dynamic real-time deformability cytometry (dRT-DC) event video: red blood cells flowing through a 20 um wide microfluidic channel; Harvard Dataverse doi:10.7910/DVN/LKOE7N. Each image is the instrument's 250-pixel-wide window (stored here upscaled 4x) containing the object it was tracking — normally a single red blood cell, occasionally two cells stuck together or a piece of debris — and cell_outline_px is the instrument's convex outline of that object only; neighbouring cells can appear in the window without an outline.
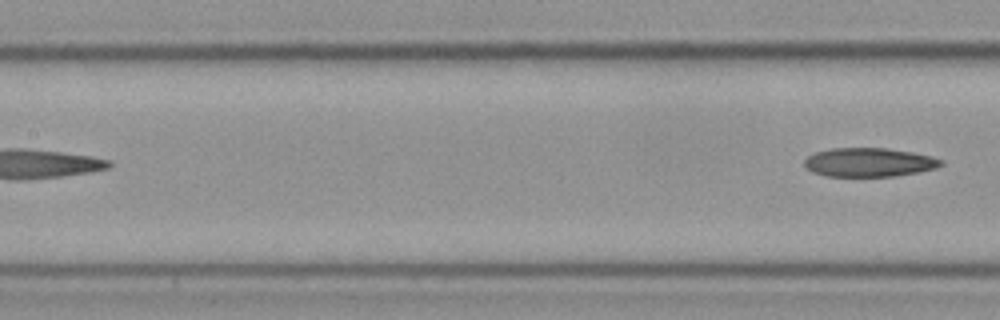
{"species": "Egyptian fruit bat (a non-hibernating species)", "species_latin": "Rousettus aegyptiacus", "temperature_condition": "cold", "stored_images_in_passage": 6, "segment_of_instrument_passage": [2, 2], "camera_frame_rate_fps": 3000, "um_per_image_px": 0.085, "frame": {"image": 1, "passage_image": 6, "time_ms": 1.667, "image_size_px": [1000, 320], "cell_outline_px": [[944, 164], [936, 168], [896, 176], [824, 176], [812, 172], [804, 164], [804, 160], [808, 156], [816, 152], [832, 148], [884, 148], [912, 152], [932, 156], [944, 160]], "centroid_in_image_um": [73.88, 13.79], "position_along_channel_um": 133.5, "area_um2": 22.95}}